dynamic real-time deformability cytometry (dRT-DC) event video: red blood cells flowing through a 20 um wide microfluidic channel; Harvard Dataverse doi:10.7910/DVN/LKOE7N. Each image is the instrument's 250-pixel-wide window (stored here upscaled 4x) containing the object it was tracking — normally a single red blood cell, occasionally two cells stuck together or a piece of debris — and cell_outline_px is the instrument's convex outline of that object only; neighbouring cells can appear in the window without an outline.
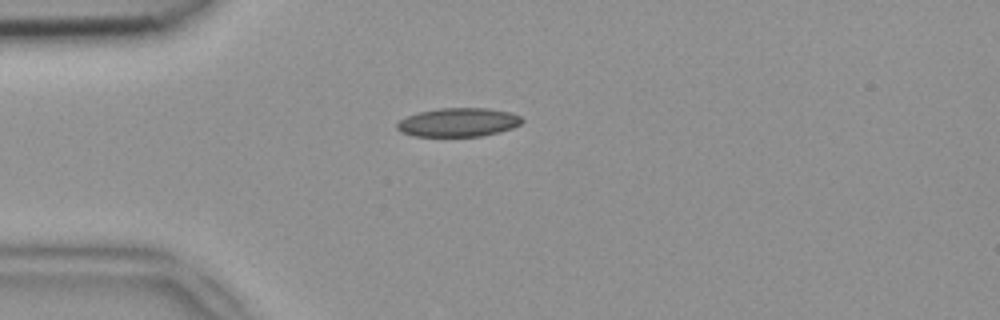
{"species": "common noctule bat (a hibernating species)", "species_latin": "Nyctalus noctula", "temperature_condition": "room temperature", "stored_images_in_passage": 38, "camera_frame_rate_fps": 3000, "um_per_image_px": 0.085, "animal": {"sex": "female", "body_mass_g": 18.4}, "frame": {"image": 1, "passage_image": 1, "time_ms": 0.0, "image_size_px": [1000, 320], "cell_outline_px": [[524, 120], [520, 124], [512, 128], [500, 132], [480, 136], [412, 136], [400, 132], [396, 128], [396, 124], [400, 120], [408, 116], [420, 112], [440, 108], [488, 108], [512, 112], [520, 116]], "centroid_in_image_um": [38.97, 10.4], "position_along_channel_um": 46.0, "area_um2": 20.98}}
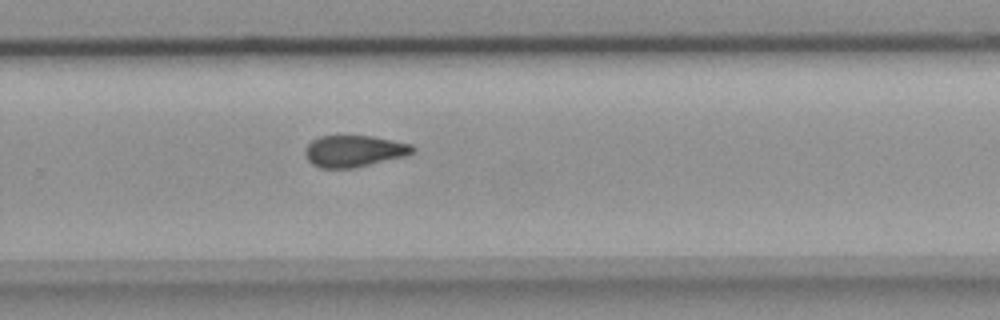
{"frame": {"image": 2, "passage_image": 21, "time_ms": 6.667, "image_size_px": [1000, 320], "cell_outline_px": [[416, 152], [408, 156], [356, 168], [320, 168], [312, 164], [304, 156], [304, 148], [312, 140], [320, 136], [372, 136], [412, 144], [416, 148]], "centroid_in_image_um": [30.13, 12.85], "position_along_channel_um": 299.7, "area_um2": 20.23}}
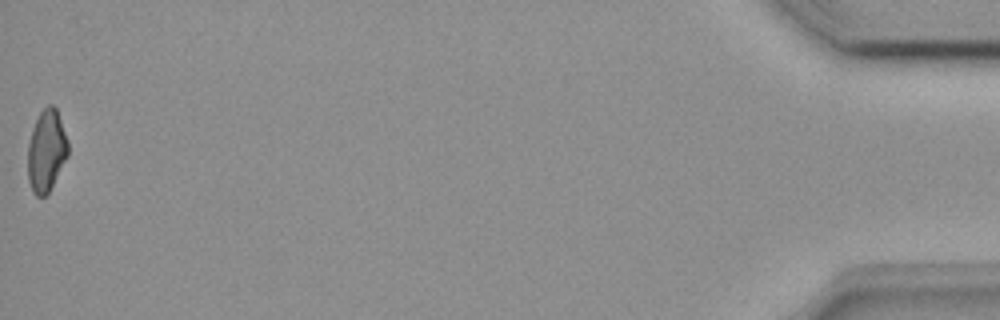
{"frame": {"image": 3, "passage_image": 38, "time_ms": 12.333, "image_size_px": [1000, 320], "cell_outline_px": [[68, 156], [48, 192], [44, 196], [36, 196], [32, 192], [28, 180], [28, 144], [32, 128], [40, 112], [48, 104], [52, 104], [56, 108], [68, 140]], "centroid_in_image_um": [3.94, 12.81], "position_along_channel_um": 431.3, "area_um2": 19.13}}